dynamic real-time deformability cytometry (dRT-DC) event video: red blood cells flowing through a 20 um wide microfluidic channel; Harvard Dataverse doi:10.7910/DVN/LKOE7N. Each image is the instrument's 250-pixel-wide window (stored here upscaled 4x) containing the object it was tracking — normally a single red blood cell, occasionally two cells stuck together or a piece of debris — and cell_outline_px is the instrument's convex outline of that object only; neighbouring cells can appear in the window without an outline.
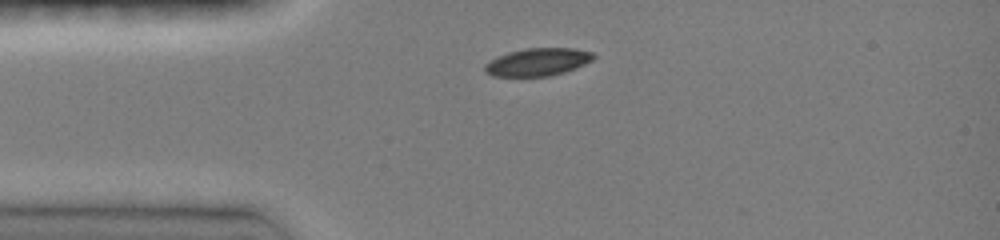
{"species": "common noctule bat (a hibernating species)", "species_latin": "Nyctalus noctula", "temperature_condition": "room temperature", "stored_images_in_passage": 33, "camera_frame_rate_fps": 3000, "um_per_image_px": 0.085, "animal": {"sex": "female", "body_mass_g": 19.0, "forearm_length_mm": 51.5}, "frame": {"image": 1, "passage_image": 1, "time_ms": 0.0, "image_size_px": [1000, 240], "cell_outline_px": [[596, 56], [592, 60], [576, 68], [564, 72], [548, 76], [492, 76], [484, 72], [484, 64], [496, 56], [508, 52], [524, 48], [576, 48], [592, 52]], "centroid_in_image_um": [45.68, 5.26], "position_along_channel_um": 39.3, "area_um2": 17.69}}
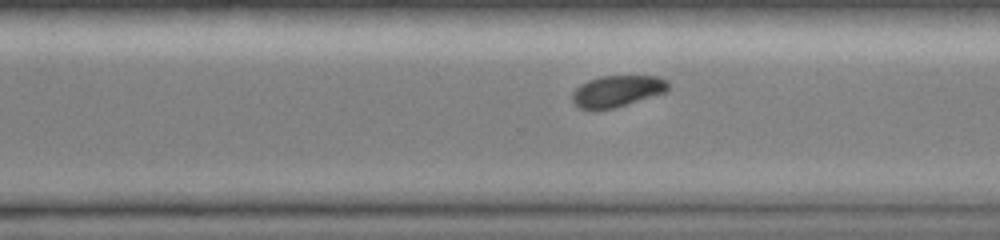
{"frame": {"image": 2, "passage_image": 23, "time_ms": 7.333, "image_size_px": [1000, 240], "cell_outline_px": [[668, 88], [664, 92], [612, 108], [580, 108], [572, 100], [572, 92], [580, 84], [588, 80], [600, 76], [660, 76], [668, 80]], "centroid_in_image_um": [52.45, 7.7], "position_along_channel_um": 318.2, "area_um2": 17.11}}
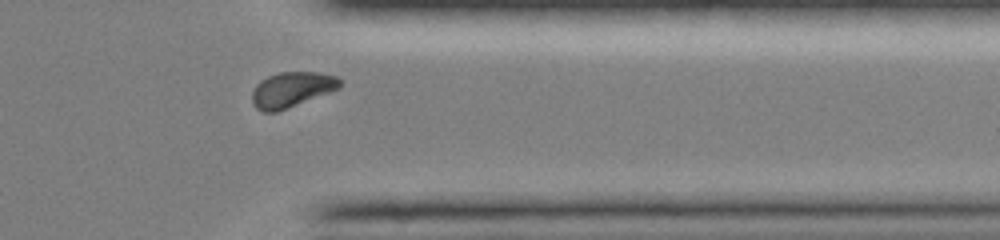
{"frame": {"image": 3, "passage_image": 28, "time_ms": 9.0, "image_size_px": [1000, 240], "cell_outline_px": [[344, 80], [340, 88], [276, 112], [264, 112], [256, 108], [252, 100], [252, 92], [256, 84], [260, 80], [268, 76], [280, 72], [320, 72], [336, 76]], "centroid_in_image_um": [24.81, 7.59], "position_along_channel_um": 386.6, "area_um2": 18.03}, "authors_computed_cell_mechanics": {"area_um2": 18.5538, "velocity_mm_per_s": 4.0597, "shape_relaxation_time_tau1_ms": 1.8068, "shape_relaxation_time_tau2_ms": null, "deformation_change_tau1": 0.0751, "deformation_change_tau2": null}}